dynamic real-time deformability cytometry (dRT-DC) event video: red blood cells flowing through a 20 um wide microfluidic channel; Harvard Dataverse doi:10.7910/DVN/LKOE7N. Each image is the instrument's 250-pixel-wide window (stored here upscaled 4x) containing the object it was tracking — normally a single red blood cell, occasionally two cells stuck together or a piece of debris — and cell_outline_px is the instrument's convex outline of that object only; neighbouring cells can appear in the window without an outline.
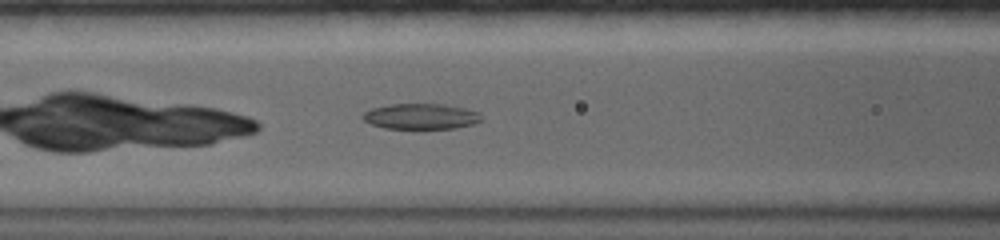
{"species": "common noctule bat (a hibernating species)", "species_latin": "Nyctalus noctula", "temperature_condition": "warm", "stored_images_in_passage": 45, "camera_frame_rate_fps": 5000, "um_per_image_px": 0.085, "animal": {"sex": "female", "body_mass_g": 19.0, "forearm_length_mm": 56.7}, "frame": {"image": 1, "passage_image": 6, "time_ms": 2.4, "image_size_px": [1000, 240], "cell_outline_px": [[484, 120], [472, 124], [456, 128], [420, 132], [384, 128], [372, 124], [364, 120], [360, 116], [364, 112], [372, 108], [388, 104], [444, 104], [464, 108], [480, 112]], "centroid_in_image_um": [35.79, 9.94], "position_along_channel_um": 130.8, "area_um2": 18.79}}
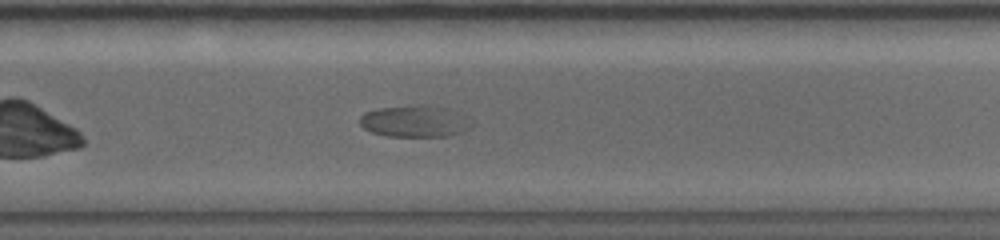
{"frame": {"image": 2, "passage_image": 20, "time_ms": 7.2, "image_size_px": [1000, 240], "cell_outline_px": [[476, 124], [452, 136], [388, 136], [372, 132], [364, 128], [360, 124], [360, 116], [364, 112], [376, 108], [416, 104], [428, 104], [448, 108], [456, 112]], "centroid_in_image_um": [35.25, 10.29], "position_along_channel_um": 294.6, "area_um2": 20.87}}
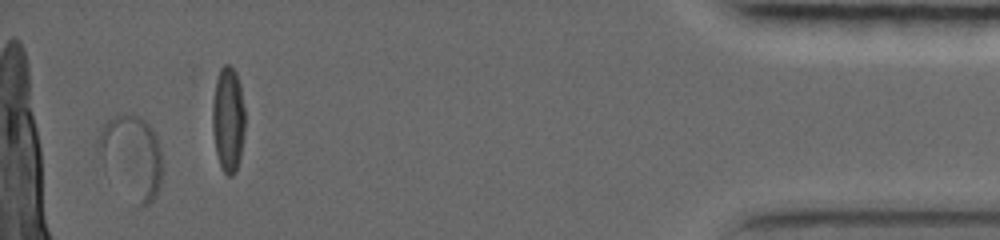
{"frame": {"image": 3, "passage_image": 40, "time_ms": 14.2, "image_size_px": [1000, 240], "cell_outline_px": [[160, 184], [156, 196], [148, 204], [140, 208], [136, 208], [104, 172], [96, 148], [96, 136], [104, 124], [108, 120], [116, 116], [136, 116], [144, 120], [152, 128], [156, 136], [160, 148]], "centroid_in_image_um": [11.12, 13.41], "position_along_channel_um": 424.1, "area_um2": 31.62}}